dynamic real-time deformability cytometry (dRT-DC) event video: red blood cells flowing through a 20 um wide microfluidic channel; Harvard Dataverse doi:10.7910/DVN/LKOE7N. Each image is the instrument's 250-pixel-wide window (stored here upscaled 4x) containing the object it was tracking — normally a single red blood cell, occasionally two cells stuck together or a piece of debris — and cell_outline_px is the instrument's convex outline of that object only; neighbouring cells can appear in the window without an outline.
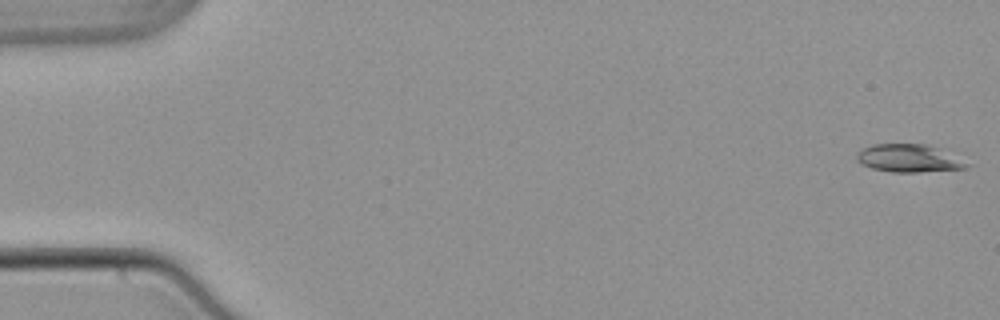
{"species": "common noctule bat (a hibernating species)", "species_latin": "Nyctalus noctula", "temperature_condition": "warm", "stored_images_in_passage": 54, "segment_of_instrument_passage": [1, 2], "camera_frame_rate_fps": 3000, "um_per_image_px": 0.085, "animal": {"sex": "male", "body_mass_g": 21.5, "forearm_length_mm": 52.0}, "frame": {"image": 1, "passage_image": 1, "time_ms": 0.0, "image_size_px": [1000, 320], "cell_outline_px": [[972, 164], [964, 168], [920, 172], [892, 172], [872, 168], [856, 160], [856, 156], [864, 148], [872, 144], [924, 144], [936, 148]], "centroid_in_image_um": [77.23, 13.46], "position_along_channel_um": 7.8, "area_um2": 17.4}}
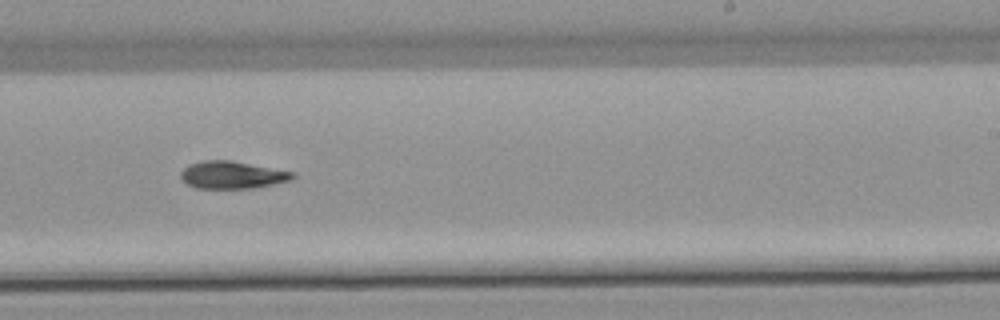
{"frame": {"image": 2, "passage_image": 33, "time_ms": 10.667, "image_size_px": [1000, 320], "cell_outline_px": [[296, 176], [292, 180], [252, 188], [196, 188], [188, 184], [180, 176], [180, 172], [188, 164], [204, 160], [232, 160], [296, 172]], "centroid_in_image_um": [19.76, 14.85], "position_along_channel_um": 269.2, "area_um2": 17.98}}
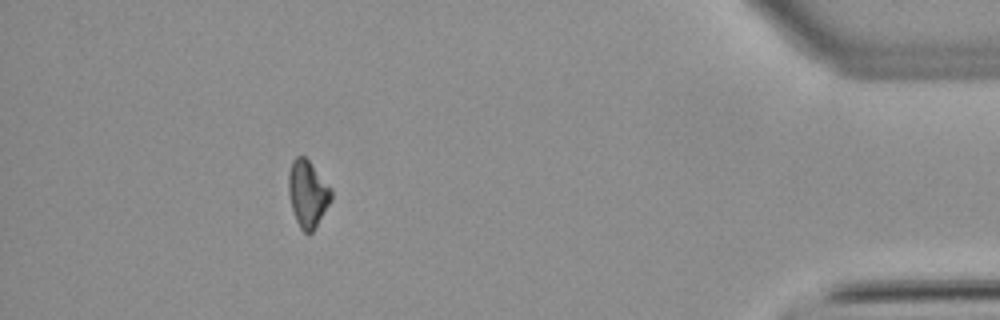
{"frame": {"image": 3, "passage_image": 48, "time_ms": 15.667, "image_size_px": [1000, 320], "cell_outline_px": [[332, 200], [312, 232], [304, 232], [300, 228], [296, 220], [292, 208], [288, 192], [288, 176], [292, 160], [296, 156], [304, 156], [308, 160], [332, 188]], "centroid_in_image_um": [26.16, 16.45], "position_along_channel_um": 409.0, "area_um2": 16.53}}